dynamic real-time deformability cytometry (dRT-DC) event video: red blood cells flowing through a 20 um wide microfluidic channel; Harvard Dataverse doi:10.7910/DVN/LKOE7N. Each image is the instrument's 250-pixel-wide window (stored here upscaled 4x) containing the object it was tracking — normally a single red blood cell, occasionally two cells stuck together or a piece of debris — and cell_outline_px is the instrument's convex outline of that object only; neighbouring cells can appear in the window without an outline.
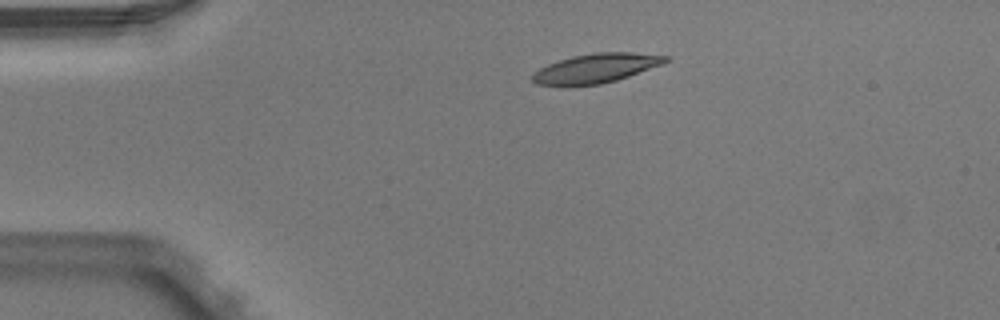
{"species": "Egyptian fruit bat (a non-hibernating species)", "species_latin": "Rousettus aegyptiacus", "temperature_condition": "warm", "stored_images_in_passage": 4, "camera_frame_rate_fps": 3000, "um_per_image_px": 0.085, "animal": {"sex": "male"}, "frame": {"image": 1, "passage_image": 3, "time_ms": 0.667, "image_size_px": [1000, 320], "cell_outline_px": [[668, 60], [664, 64], [616, 80], [600, 84], [536, 84], [532, 80], [532, 76], [540, 68], [548, 64], [572, 56], [596, 52], [632, 52], [668, 56]], "centroid_in_image_um": [50.72, 5.77], "position_along_channel_um": 34.3, "area_um2": 22.14}}